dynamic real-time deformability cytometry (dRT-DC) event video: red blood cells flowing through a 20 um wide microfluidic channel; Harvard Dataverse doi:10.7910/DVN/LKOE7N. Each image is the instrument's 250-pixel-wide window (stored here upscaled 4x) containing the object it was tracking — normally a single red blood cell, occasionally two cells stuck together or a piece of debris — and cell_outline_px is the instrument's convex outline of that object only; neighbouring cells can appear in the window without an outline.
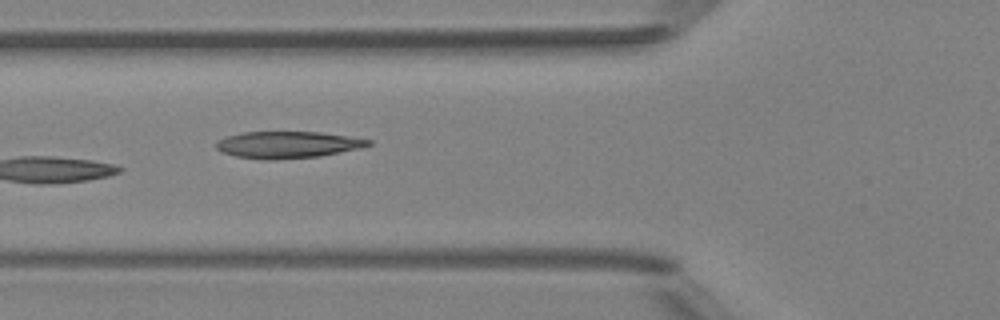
{"species": "Egyptian fruit bat (a non-hibernating species)", "species_latin": "Rousettus aegyptiacus", "temperature_condition": "room temperature", "stored_images_in_passage": 10, "camera_frame_rate_fps": 3000, "um_per_image_px": 0.085, "animal": {"sex": "female"}, "frame": {"image": 1, "passage_image": 6, "time_ms": 6.667, "image_size_px": [1000, 320], "cell_outline_px": [[372, 144], [364, 148], [320, 156], [272, 160], [264, 160], [236, 156], [220, 152], [216, 148], [216, 140], [228, 136], [244, 132], [320, 132], [348, 136], [372, 140]], "centroid_in_image_um": [24.47, 12.31], "position_along_channel_um": 101.3, "area_um2": 23.93}}
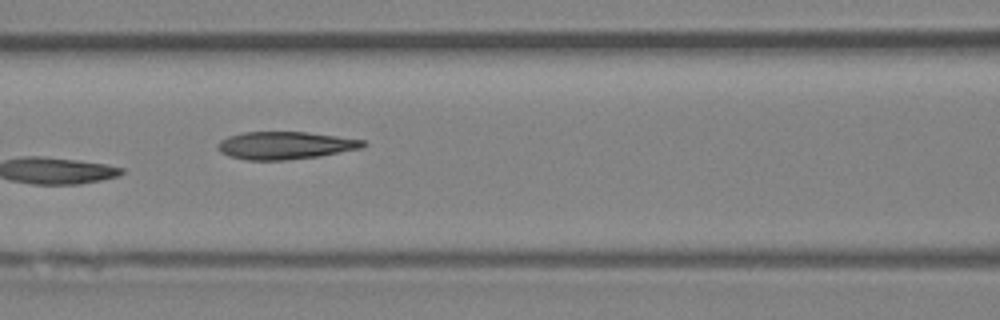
{"frame": {"image": 2, "passage_image": 7, "time_ms": 7.667, "image_size_px": [1000, 320], "cell_outline_px": [[368, 144], [364, 148], [320, 156], [284, 160], [244, 160], [228, 156], [220, 152], [216, 148], [216, 144], [220, 140], [228, 136], [244, 132], [308, 132], [364, 140]], "centroid_in_image_um": [24.23, 12.36], "position_along_channel_um": 142.4, "area_um2": 23.64}}